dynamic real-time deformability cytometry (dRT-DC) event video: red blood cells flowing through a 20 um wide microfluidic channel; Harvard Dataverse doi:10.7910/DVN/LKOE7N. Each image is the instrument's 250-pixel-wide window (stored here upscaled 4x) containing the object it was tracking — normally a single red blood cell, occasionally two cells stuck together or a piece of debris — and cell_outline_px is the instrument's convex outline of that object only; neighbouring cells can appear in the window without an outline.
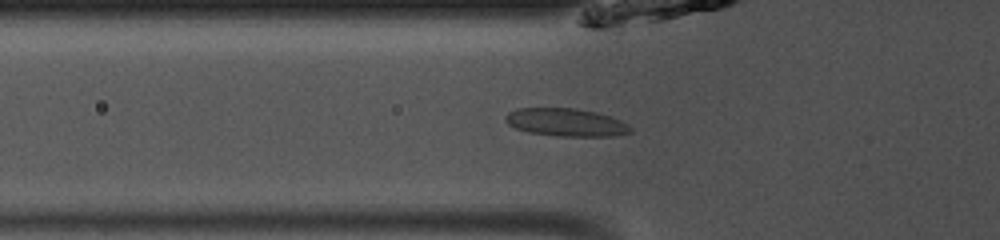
{"species": "common noctule bat (a hibernating species)", "species_latin": "Nyctalus noctula", "temperature_condition": "room temperature", "stored_images_in_passage": 49, "camera_frame_rate_fps": 3000, "um_per_image_px": 0.085, "animal": {"sex": "male", "body_mass_g": 13.0, "forearm_length_mm": 53.1}, "frame": {"image": 1, "passage_image": 17, "time_ms": 5.333, "image_size_px": [1000, 240], "cell_outline_px": [[632, 132], [612, 136], [560, 136], [528, 132], [516, 128], [508, 124], [504, 120], [504, 116], [508, 112], [516, 108], [576, 108], [596, 112], [620, 120], [628, 124], [632, 128]], "centroid_in_image_um": [48.09, 10.39], "position_along_channel_um": 77.7, "area_um2": 20.35}}
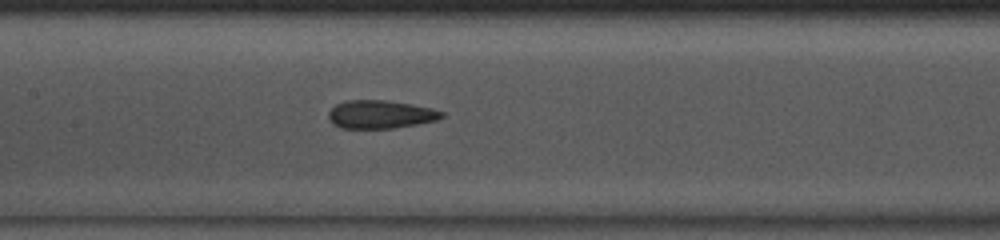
{"frame": {"image": 2, "passage_image": 24, "time_ms": 7.667, "image_size_px": [1000, 240], "cell_outline_px": [[444, 116], [436, 120], [416, 124], [392, 128], [340, 128], [332, 124], [328, 116], [328, 112], [336, 104], [348, 100], [388, 100], [412, 104], [432, 108], [444, 112]], "centroid_in_image_um": [32.32, 9.72], "position_along_channel_um": 175.1, "area_um2": 18.61}}
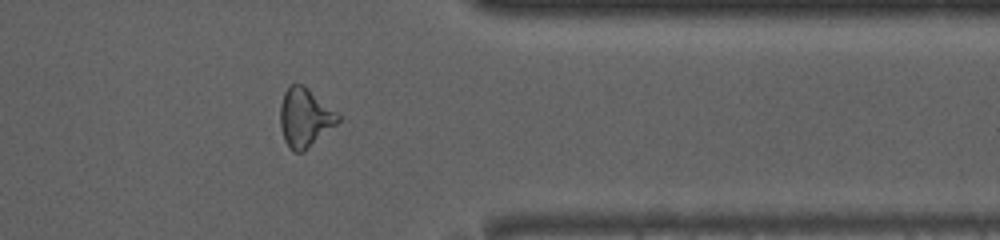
{"frame": {"image": 3, "passage_image": 40, "time_ms": 13.0, "image_size_px": [1000, 240], "cell_outline_px": [[340, 120], [336, 124], [304, 152], [292, 152], [288, 148], [284, 140], [280, 128], [280, 104], [284, 92], [288, 84], [300, 84], [308, 88], [340, 112]], "centroid_in_image_um": [25.91, 9.99], "position_along_channel_um": 385.5, "area_um2": 20.23}, "authors_computed_cell_mechanics": {"area_um2": 19.941, "velocity_mm_per_s": 4.1023, "shape_relaxation_time_tau1_ms": null, "shape_relaxation_time_tau2_ms": 1.9685, "deformation_change_tau1": null, "deformation_change_tau2": 0.093}}